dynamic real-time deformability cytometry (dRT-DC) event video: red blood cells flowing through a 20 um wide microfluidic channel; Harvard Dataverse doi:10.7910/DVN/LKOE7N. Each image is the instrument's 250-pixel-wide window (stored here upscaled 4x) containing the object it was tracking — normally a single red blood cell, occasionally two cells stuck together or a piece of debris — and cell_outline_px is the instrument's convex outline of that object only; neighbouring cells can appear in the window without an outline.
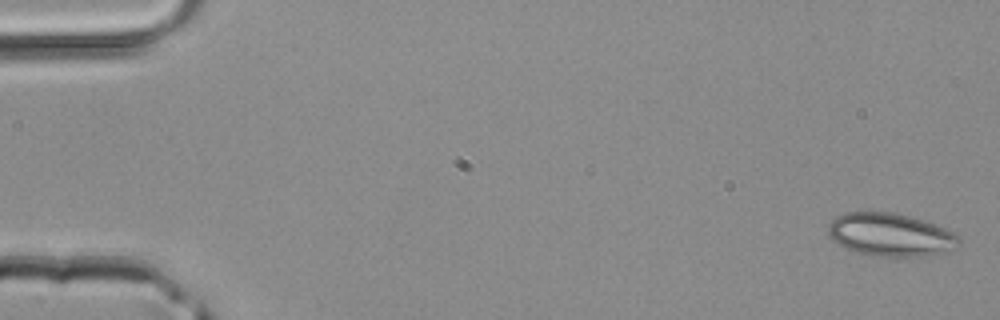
{"species": "common noctule bat (a hibernating species)", "species_latin": "Nyctalus noctula", "temperature_condition": "room temperature", "stored_images_in_passage": 44, "camera_frame_rate_fps": 3000, "um_per_image_px": 0.085, "animal": {"sex": "male", "body_mass_g": 20.4}, "frame": {"image": 1, "passage_image": 1, "time_ms": 0.0, "image_size_px": [1000, 320], "cell_outline_px": [[960, 244], [956, 248], [944, 252], [928, 256], [868, 256], [856, 252], [832, 240], [828, 232], [828, 224], [836, 216], [848, 212], [892, 212], [924, 220], [956, 232], [960, 236]], "centroid_in_image_um": [75.73, 19.96], "position_along_channel_um": 9.3, "area_um2": 33.0}}
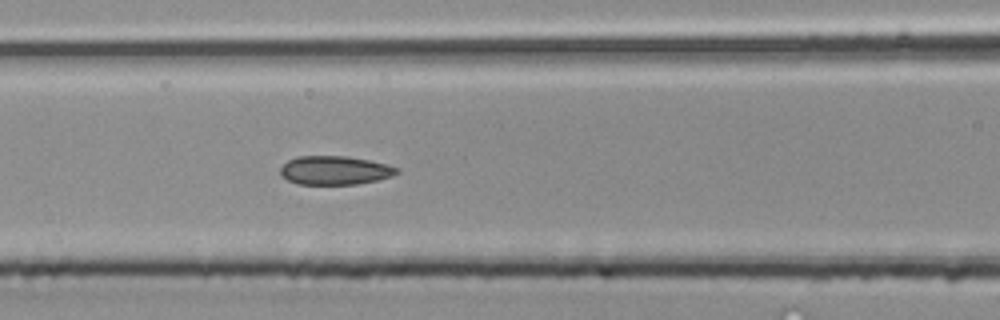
{"frame": {"image": 2, "passage_image": 19, "time_ms": 6.0, "image_size_px": [1000, 320], "cell_outline_px": [[400, 172], [392, 176], [376, 180], [356, 184], [296, 184], [280, 176], [280, 168], [288, 160], [296, 156], [344, 156], [368, 160], [400, 168]], "centroid_in_image_um": [28.43, 14.48], "position_along_channel_um": 138.2, "area_um2": 19.48}}
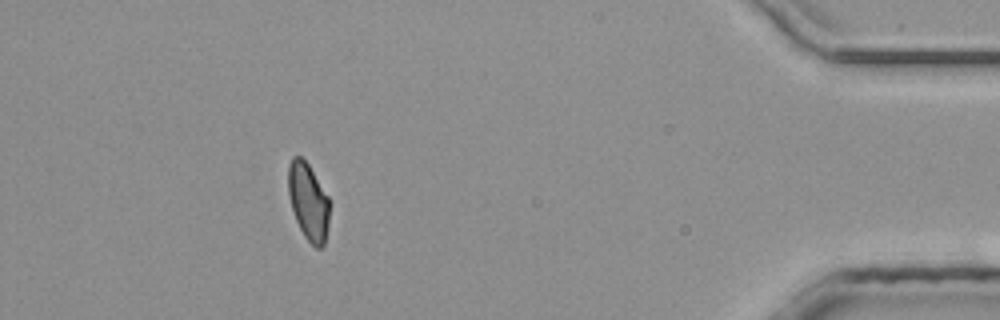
{"frame": {"image": 3, "passage_image": 40, "time_ms": 13.0, "image_size_px": [1000, 320], "cell_outline_px": [[328, 228], [324, 244], [320, 248], [316, 248], [304, 236], [296, 220], [292, 208], [288, 192], [288, 164], [292, 156], [300, 156], [308, 164], [328, 196]], "centroid_in_image_um": [26.19, 17.12], "position_along_channel_um": 409.0, "area_um2": 18.32}}